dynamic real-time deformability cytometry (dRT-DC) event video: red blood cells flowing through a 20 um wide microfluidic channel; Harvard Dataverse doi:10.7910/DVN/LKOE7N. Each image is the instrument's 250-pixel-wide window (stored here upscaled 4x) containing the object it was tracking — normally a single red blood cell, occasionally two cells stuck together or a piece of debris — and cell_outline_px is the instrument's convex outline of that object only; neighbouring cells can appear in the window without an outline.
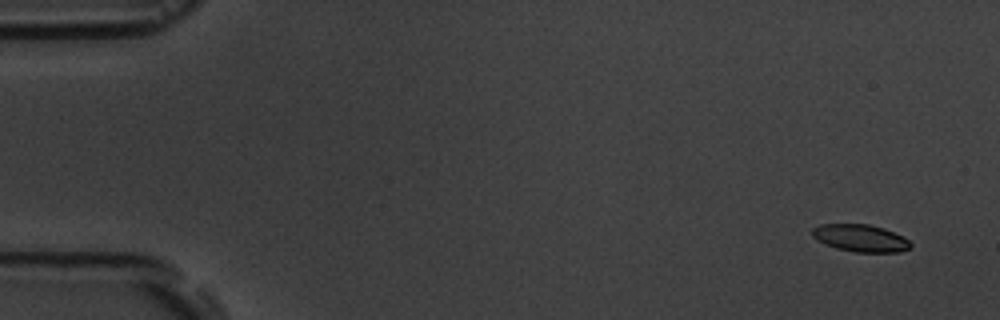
{"species": "common noctule bat (a hibernating species)", "species_latin": "Nyctalus noctula", "temperature_condition": "room temperature", "stored_images_in_passage": 6, "camera_frame_rate_fps": 3000, "um_per_image_px": 0.085, "animal": {"sex": "male", "body_mass_g": 19.5, "forearm_length_mm": 54.6}, "frame": {"image": 1, "passage_image": 2, "time_ms": 1.0, "image_size_px": [1000, 320], "cell_outline_px": [[912, 248], [900, 252], [856, 252], [836, 248], [824, 244], [816, 240], [812, 236], [812, 228], [820, 224], [868, 224], [884, 228], [904, 236], [912, 244]], "centroid_in_image_um": [73.15, 20.24], "position_along_channel_um": 11.8, "area_um2": 15.84}}
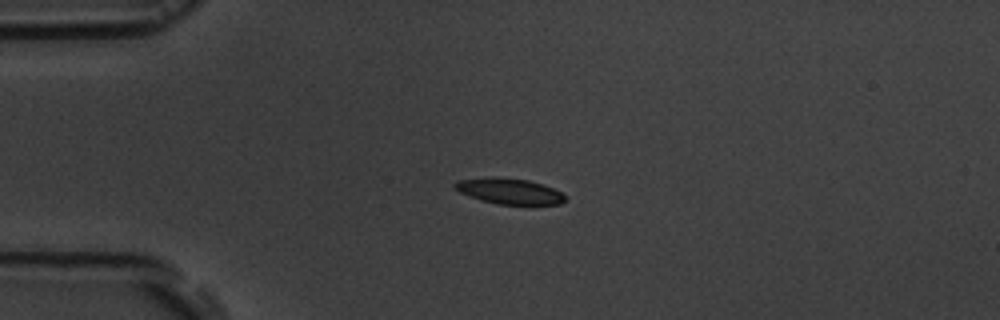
{"frame": {"image": 2, "passage_image": 5, "time_ms": 4.667, "image_size_px": [1000, 320], "cell_outline_px": [[564, 200], [560, 204], [496, 204], [480, 200], [468, 196], [460, 192], [452, 184], [456, 180], [492, 176], [528, 180], [552, 188], [560, 192], [564, 196]], "centroid_in_image_um": [43.21, 16.24], "position_along_channel_um": 41.8, "area_um2": 16.42}}